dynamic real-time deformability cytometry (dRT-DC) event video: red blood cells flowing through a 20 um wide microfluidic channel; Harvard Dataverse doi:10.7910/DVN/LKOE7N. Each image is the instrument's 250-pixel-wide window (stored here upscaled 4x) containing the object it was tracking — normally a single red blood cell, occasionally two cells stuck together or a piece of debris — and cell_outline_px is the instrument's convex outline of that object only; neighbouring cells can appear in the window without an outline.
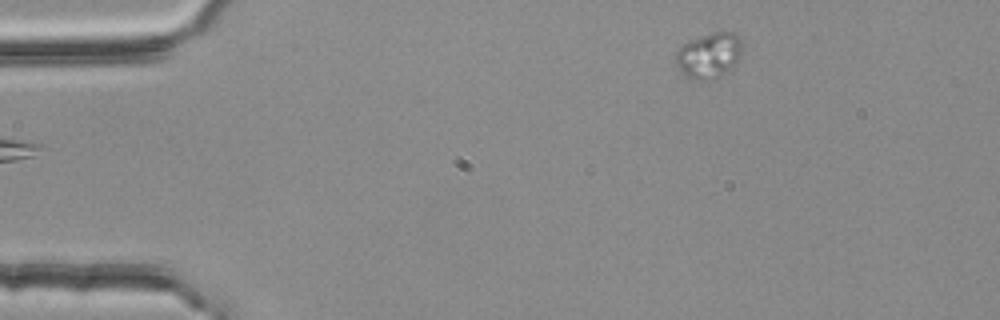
{"species": "common noctule bat (a hibernating species)", "species_latin": "Nyctalus noctula", "temperature_condition": "room temperature", "stored_images_in_passage": 2, "camera_frame_rate_fps": 3000, "um_per_image_px": 0.085, "animal": {"sex": "female", "body_mass_g": 25.1}, "frame": {"image": 1, "passage_image": 2, "time_ms": 0.333, "image_size_px": [1000, 320], "cell_outline_px": [[740, 56], [716, 80], [696, 80], [688, 76], [680, 68], [676, 60], [676, 52], [688, 40], [712, 32], [732, 32], [740, 40]], "centroid_in_image_um": [60.24, 4.7], "position_along_channel_um": 24.8, "area_um2": 16.94}}